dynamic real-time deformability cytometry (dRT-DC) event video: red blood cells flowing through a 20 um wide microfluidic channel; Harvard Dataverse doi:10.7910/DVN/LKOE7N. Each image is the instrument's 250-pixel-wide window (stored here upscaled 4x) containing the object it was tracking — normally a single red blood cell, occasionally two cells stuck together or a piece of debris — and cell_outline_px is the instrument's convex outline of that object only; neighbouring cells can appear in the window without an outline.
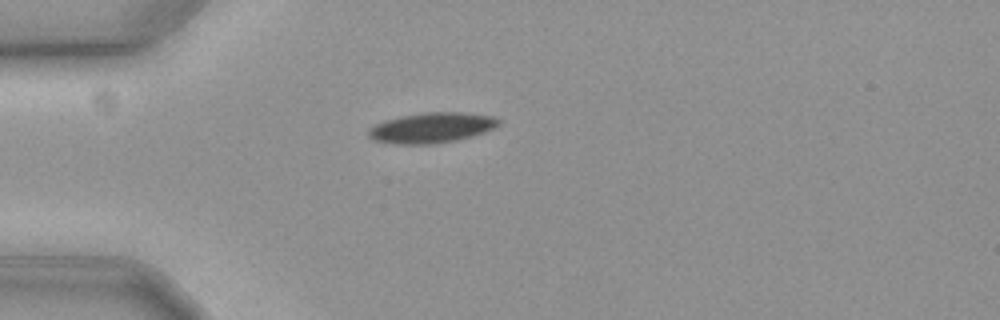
{"species": "common noctule bat (a hibernating species)", "species_latin": "Nyctalus noctula", "temperature_condition": "cold", "stored_images_in_passage": 43, "camera_frame_rate_fps": 3000, "um_per_image_px": 0.085, "animal": {"sex": "female", "body_mass_g": 19.3, "forearm_length_mm": 54.1}, "frame": {"image": 1, "passage_image": 1, "time_ms": 0.0, "image_size_px": [1000, 320], "cell_outline_px": [[504, 120], [500, 124], [484, 132], [472, 136], [456, 140], [428, 144], [392, 144], [372, 140], [368, 136], [368, 128], [384, 120], [400, 116], [424, 112], [460, 112], [492, 116]], "centroid_in_image_um": [36.66, 10.85], "position_along_channel_um": 48.3, "area_um2": 23.12}}
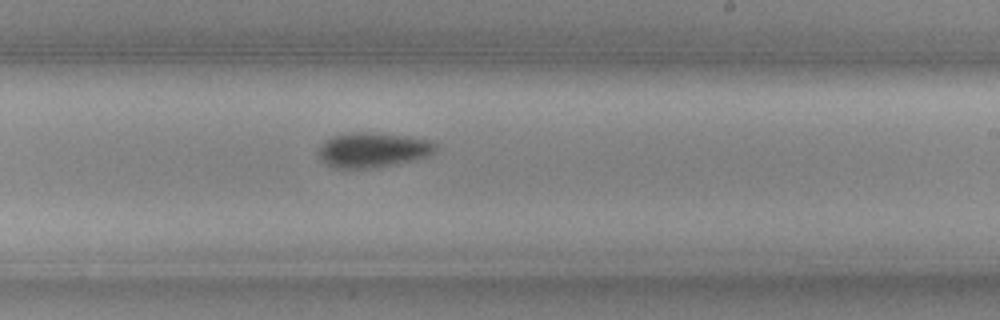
{"frame": {"image": 2, "passage_image": 20, "time_ms": 6.333, "image_size_px": [1000, 320], "cell_outline_px": [[436, 148], [432, 152], [424, 156], [412, 160], [372, 168], [336, 168], [320, 160], [320, 144], [324, 140], [332, 136], [352, 132], [372, 132], [408, 136], [428, 140], [436, 144]], "centroid_in_image_um": [31.64, 12.73], "position_along_channel_um": 257.4, "area_um2": 23.47}}
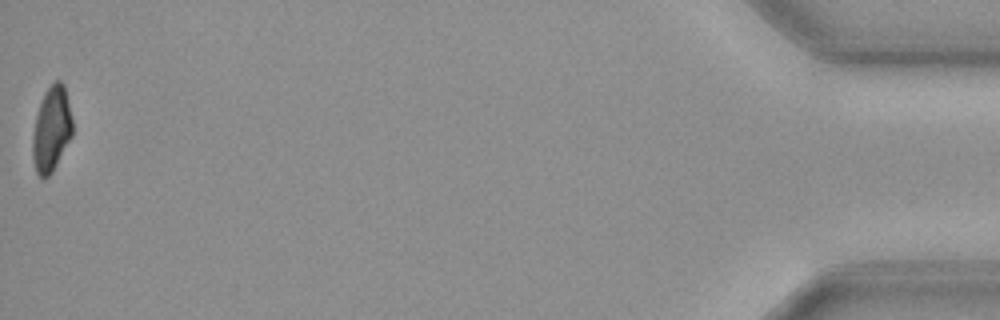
{"frame": {"image": 3, "passage_image": 43, "time_ms": 14.0, "image_size_px": [1000, 320], "cell_outline_px": [[72, 136], [52, 172], [44, 180], [36, 172], [32, 156], [32, 136], [36, 116], [44, 92], [56, 80], [60, 80], [64, 84], [72, 120]], "centroid_in_image_um": [4.37, 11.0], "position_along_channel_um": 430.8, "area_um2": 19.65}, "authors_computed_cell_mechanics": {"area_um2": 22.7154, "velocity_mm_per_s": 3.5808, "shape_relaxation_time_tau1_ms": 2.807, "shape_relaxation_time_tau2_ms": null, "deformation_change_tau1": 0.1012, "deformation_change_tau2": null}}